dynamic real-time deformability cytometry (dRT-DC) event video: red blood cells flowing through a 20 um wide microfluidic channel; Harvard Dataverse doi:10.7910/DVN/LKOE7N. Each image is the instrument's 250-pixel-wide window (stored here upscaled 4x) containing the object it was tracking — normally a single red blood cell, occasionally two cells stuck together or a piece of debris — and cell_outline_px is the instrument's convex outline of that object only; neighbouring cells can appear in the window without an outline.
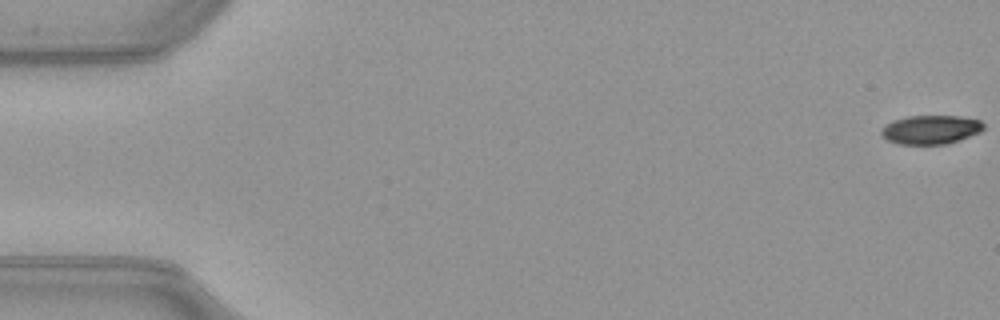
{"species": "common noctule bat (a hibernating species)", "species_latin": "Nyctalus noctula", "temperature_condition": "warm", "stored_images_in_passage": 9, "camera_frame_rate_fps": 3000, "um_per_image_px": 0.085, "animal": {"sex": "female", "body_mass_g": 21.9}, "frame": {"image": 1, "passage_image": 1, "time_ms": 0.0, "image_size_px": [1000, 320], "cell_outline_px": [[984, 128], [980, 132], [960, 140], [948, 144], [896, 144], [880, 136], [880, 128], [884, 124], [892, 120], [908, 116], [960, 116], [980, 120], [984, 124]], "centroid_in_image_um": [79.07, 11.02], "position_along_channel_um": 5.9, "area_um2": 17.51}}